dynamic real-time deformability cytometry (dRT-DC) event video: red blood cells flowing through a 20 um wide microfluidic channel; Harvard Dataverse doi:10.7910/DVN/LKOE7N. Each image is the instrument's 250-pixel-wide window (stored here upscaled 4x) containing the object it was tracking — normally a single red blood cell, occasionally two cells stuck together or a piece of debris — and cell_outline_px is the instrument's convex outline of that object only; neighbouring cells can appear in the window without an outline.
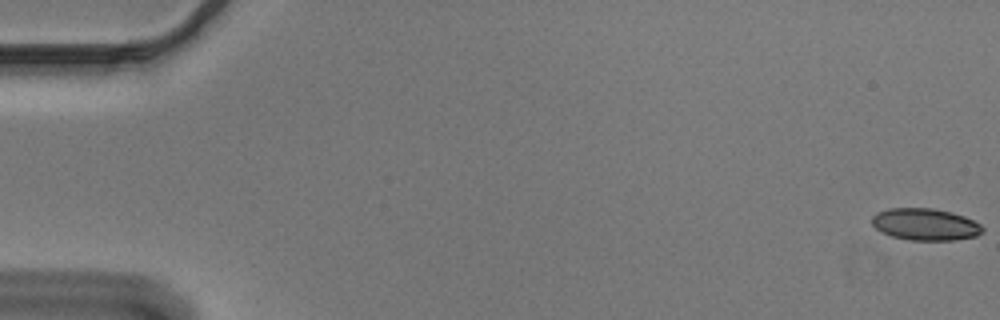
{"species": "Egyptian fruit bat (a non-hibernating species)", "species_latin": "Rousettus aegyptiacus", "temperature_condition": "cold", "stored_images_in_passage": 55, "camera_frame_rate_fps": 3000, "um_per_image_px": 0.085, "animal": {"sex": "male"}, "frame": {"image": 1, "passage_image": 1, "time_ms": 0.0, "image_size_px": [1000, 320], "cell_outline_px": [[984, 232], [976, 236], [956, 240], [908, 240], [892, 236], [880, 232], [872, 224], [872, 216], [876, 212], [888, 208], [932, 208], [952, 212], [964, 216], [980, 224], [984, 228]], "centroid_in_image_um": [78.64, 19.07], "position_along_channel_um": 6.4, "area_um2": 20.75}}
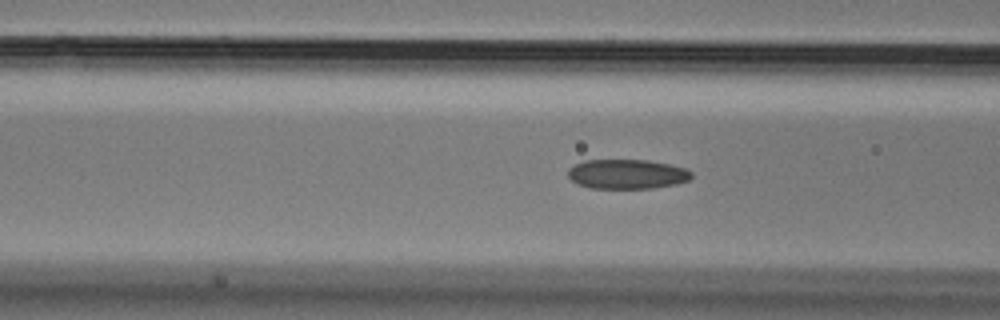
{"frame": {"image": 2, "passage_image": 22, "time_ms": 7.0, "image_size_px": [1000, 320], "cell_outline_px": [[692, 176], [688, 180], [676, 184], [652, 188], [588, 188], [572, 180], [568, 176], [568, 168], [584, 160], [648, 160], [668, 164], [684, 168], [692, 172]], "centroid_in_image_um": [53.29, 14.79], "position_along_channel_um": 113.3, "area_um2": 21.15}}
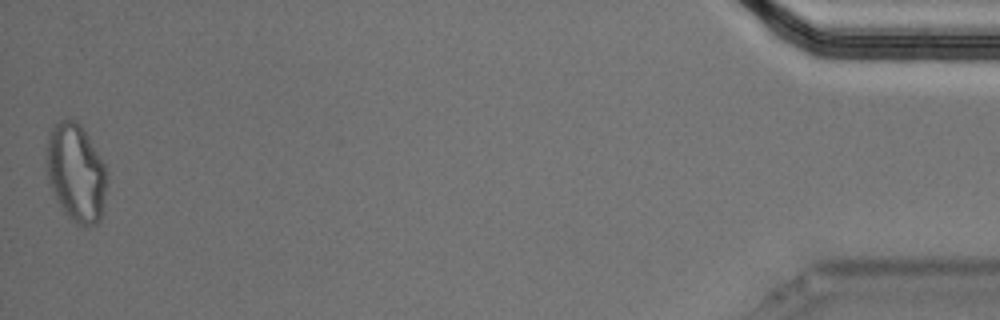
{"frame": {"image": 3, "passage_image": 55, "time_ms": 18.0, "image_size_px": [1000, 320], "cell_outline_px": [[108, 180], [104, 212], [100, 220], [96, 224], [84, 228], [76, 224], [64, 212], [48, 184], [48, 136], [52, 128], [60, 120], [76, 120], [80, 124], [104, 164], [108, 176]], "centroid_in_image_um": [6.51, 14.76], "position_along_channel_um": 428.7, "area_um2": 34.51}, "authors_computed_cell_mechanics": {"area_um2": 21.5594, "velocity_mm_per_s": 3.6746, "shape_relaxation_time_tau1_ms": null, "shape_relaxation_time_tau2_ms": 3.0796, "deformation_change_tau1": null, "deformation_change_tau2": 0.096}}